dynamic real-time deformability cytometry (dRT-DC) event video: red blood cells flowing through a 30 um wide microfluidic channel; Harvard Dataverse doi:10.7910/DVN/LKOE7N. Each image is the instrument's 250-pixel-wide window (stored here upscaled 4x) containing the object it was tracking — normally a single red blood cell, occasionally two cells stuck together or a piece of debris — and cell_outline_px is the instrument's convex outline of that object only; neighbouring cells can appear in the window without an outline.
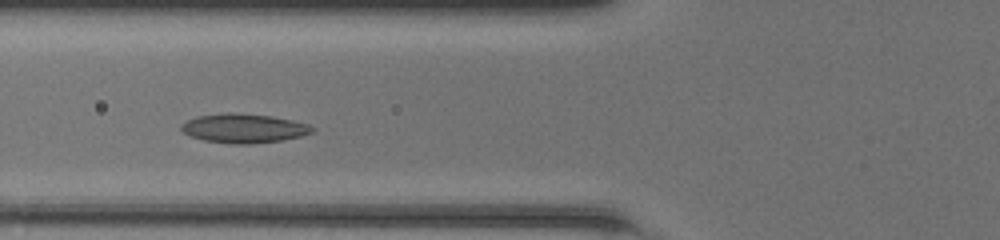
{"species": "common noctule bat (a hibernating species)", "species_latin": "Nyctalus noctula", "temperature_condition": "room temperature", "stored_images_in_passage": 43, "segment_of_instrument_passage": [1, 2], "camera_frame_rate_fps": 3000, "um_per_image_px": 0.085, "animal": {"sex": "female", "body_mass_g": 20.0, "forearm_length_mm": 54.0}, "frame": {"image": 1, "passage_image": 12, "time_ms": 3.667, "image_size_px": [1000, 240], "cell_outline_px": [[316, 128], [312, 132], [300, 136], [280, 140], [252, 144], [232, 144], [204, 140], [192, 136], [184, 132], [180, 128], [180, 124], [196, 116], [228, 112], [232, 112], [272, 116], [292, 120], [308, 124]], "centroid_in_image_um": [20.71, 10.9], "position_along_channel_um": 105.1, "area_um2": 22.2}}
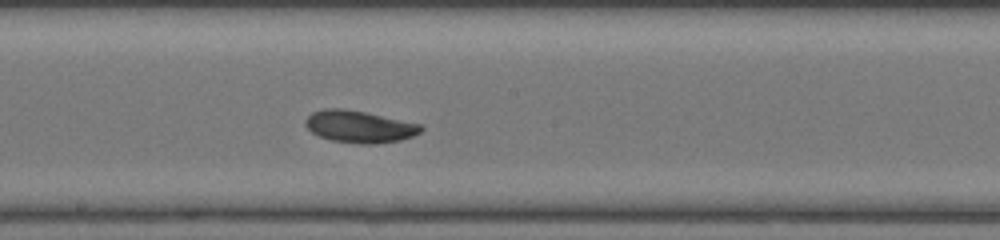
{"frame": {"image": 2, "passage_image": 20, "time_ms": 6.333, "image_size_px": [1000, 240], "cell_outline_px": [[424, 128], [420, 132], [412, 136], [400, 140], [372, 144], [360, 144], [332, 140], [320, 136], [312, 132], [304, 124], [304, 120], [312, 112], [324, 108], [344, 108], [364, 112], [420, 124]], "centroid_in_image_um": [30.51, 10.76], "position_along_channel_um": 217.7, "area_um2": 21.39}}
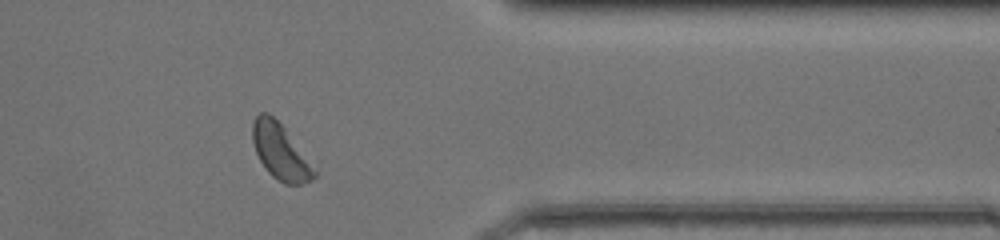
{"frame": {"image": 3, "passage_image": 33, "time_ms": 10.667, "image_size_px": [1000, 240], "cell_outline_px": [[316, 176], [312, 180], [300, 184], [284, 184], [272, 176], [268, 172], [260, 160], [256, 152], [252, 140], [252, 120], [260, 112], [268, 112], [284, 128], [316, 172]], "centroid_in_image_um": [23.78, 12.89], "position_along_channel_um": 387.6, "area_um2": 19.42}}